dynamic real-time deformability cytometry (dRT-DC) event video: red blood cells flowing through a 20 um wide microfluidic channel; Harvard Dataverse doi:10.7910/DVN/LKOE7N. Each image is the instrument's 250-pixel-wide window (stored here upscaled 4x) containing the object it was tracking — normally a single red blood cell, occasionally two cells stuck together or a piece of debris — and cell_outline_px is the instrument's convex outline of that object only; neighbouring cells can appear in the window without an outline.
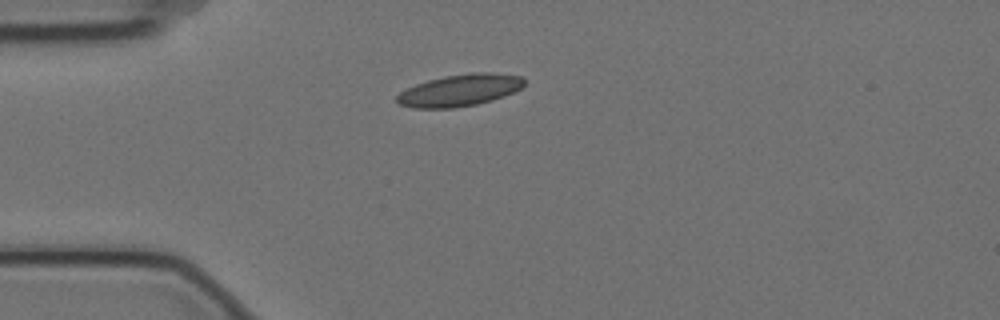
{"species": "Egyptian fruit bat (a non-hibernating species)", "species_latin": "Rousettus aegyptiacus", "temperature_condition": "cold", "stored_images_in_passage": 12, "camera_frame_rate_fps": 3000, "um_per_image_px": 0.085, "animal": {"sex": "female"}, "frame": {"image": 1, "passage_image": 1, "time_ms": 0.0, "image_size_px": [1000, 320], "cell_outline_px": [[524, 84], [520, 88], [504, 96], [492, 100], [476, 104], [452, 108], [412, 108], [400, 104], [396, 100], [396, 96], [400, 92], [416, 84], [428, 80], [444, 76], [472, 72], [492, 72], [520, 76], [524, 80]], "centroid_in_image_um": [39.06, 7.67], "position_along_channel_um": 45.9, "area_um2": 23.52}}
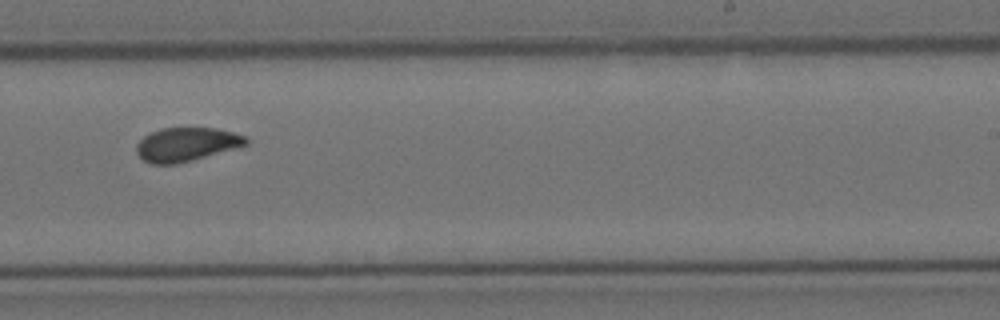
{"frame": {"image": 2, "passage_image": 7, "time_ms": 2.0, "image_size_px": [1000, 320], "cell_outline_px": [[248, 144], [192, 160], [176, 164], [152, 164], [144, 160], [136, 152], [136, 144], [144, 136], [160, 128], [216, 128], [248, 136]], "centroid_in_image_um": [15.84, 12.26], "position_along_channel_um": 273.2, "area_um2": 21.39}}
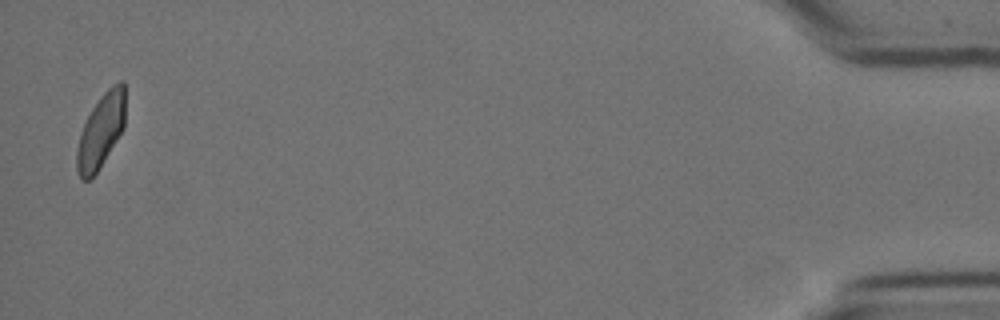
{"frame": {"image": 3, "passage_image": 12, "time_ms": 3.667, "image_size_px": [1000, 320], "cell_outline_px": [[124, 128], [96, 172], [88, 180], [84, 180], [80, 176], [76, 168], [76, 148], [80, 132], [92, 108], [100, 96], [112, 84], [120, 80], [124, 80]], "centroid_in_image_um": [8.56, 11.09], "position_along_channel_um": 426.6, "area_um2": 20.63}}